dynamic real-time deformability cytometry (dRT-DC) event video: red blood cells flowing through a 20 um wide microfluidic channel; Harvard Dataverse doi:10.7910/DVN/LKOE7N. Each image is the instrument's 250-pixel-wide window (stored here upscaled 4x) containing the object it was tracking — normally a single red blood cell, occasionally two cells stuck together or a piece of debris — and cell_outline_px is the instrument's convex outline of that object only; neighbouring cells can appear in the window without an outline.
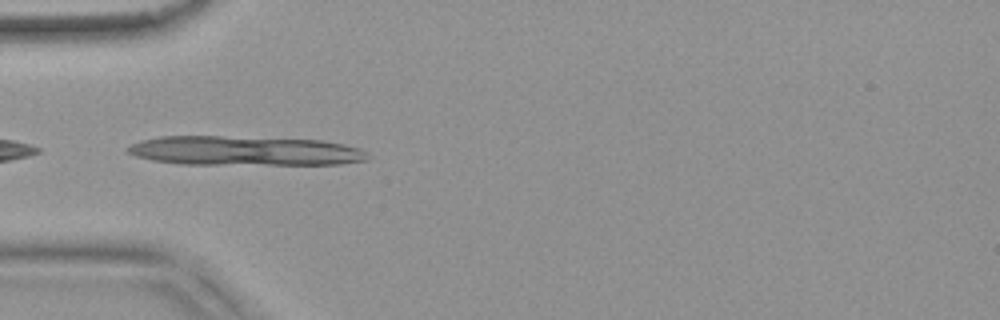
{"species": "common noctule bat (a hibernating species)", "species_latin": "Nyctalus noctula", "temperature_condition": "warm", "stored_images_in_passage": 37, "camera_frame_rate_fps": 3000, "um_per_image_px": 0.085, "animal": {"sex": "female", "body_mass_g": 18.4}, "frame": {"image": 1, "passage_image": 1, "time_ms": 0.0, "image_size_px": [1000, 320], "cell_outline_px": [[368, 160], [340, 164], [180, 164], [152, 160], [136, 156], [128, 152], [124, 148], [140, 140], [160, 136], [220, 136], [320, 140], [344, 144], [360, 148], [368, 156]], "centroid_in_image_um": [20.76, 12.82], "position_along_channel_um": 64.2, "area_um2": 41.1}}